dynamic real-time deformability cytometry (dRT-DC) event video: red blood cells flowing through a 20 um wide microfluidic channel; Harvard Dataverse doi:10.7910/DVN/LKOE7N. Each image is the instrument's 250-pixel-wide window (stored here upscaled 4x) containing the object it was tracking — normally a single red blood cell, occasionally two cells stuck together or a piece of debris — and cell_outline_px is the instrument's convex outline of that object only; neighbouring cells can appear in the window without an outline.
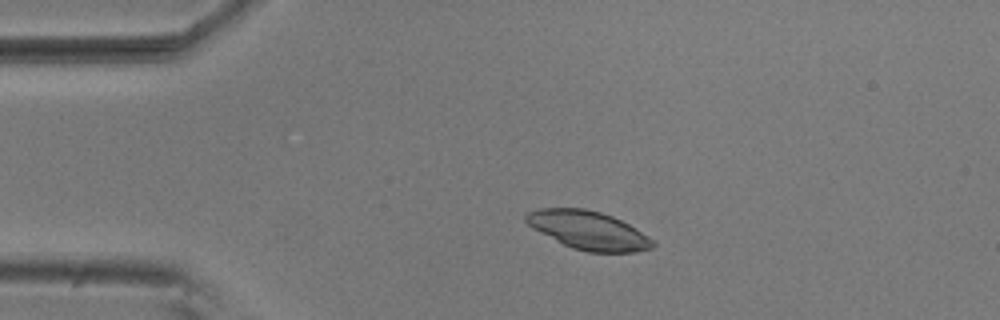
{"species": "common noctule bat (a hibernating species)", "species_latin": "Nyctalus noctula", "temperature_condition": "room temperature", "stored_images_in_passage": 4, "camera_frame_rate_fps": 3000, "um_per_image_px": 0.085, "animal": {"sex": "male", "body_mass_g": 20.5, "forearm_length_mm": 52.5}, "frame": {"image": 1, "passage_image": 3, "time_ms": 0.667, "image_size_px": [1000, 320], "cell_outline_px": [[656, 244], [652, 248], [636, 252], [588, 252], [572, 248], [532, 228], [524, 220], [524, 216], [528, 212], [540, 208], [584, 208], [600, 212], [612, 216], [628, 224], [648, 236]], "centroid_in_image_um": [50.0, 19.57], "position_along_channel_um": 35.0, "area_um2": 28.15}}